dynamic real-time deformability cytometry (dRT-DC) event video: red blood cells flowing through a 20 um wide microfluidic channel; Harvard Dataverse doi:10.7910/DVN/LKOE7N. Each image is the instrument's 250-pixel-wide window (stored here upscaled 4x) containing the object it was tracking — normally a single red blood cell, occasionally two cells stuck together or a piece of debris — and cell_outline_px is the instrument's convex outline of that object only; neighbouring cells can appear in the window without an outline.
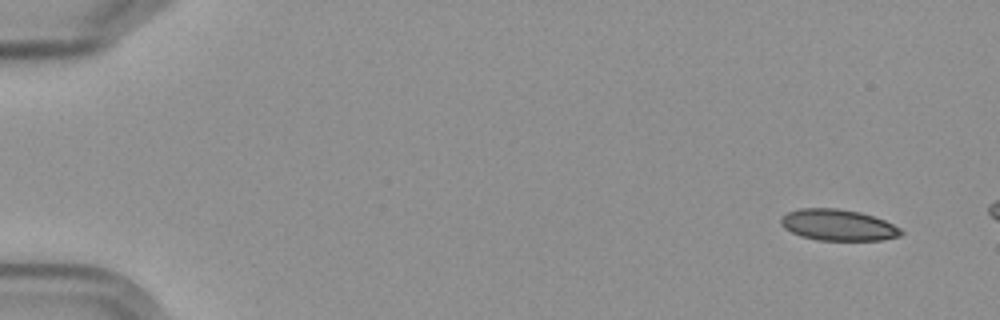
{"species": "Egyptian fruit bat (a non-hibernating species)", "species_latin": "Rousettus aegyptiacus", "temperature_condition": "cold", "stored_images_in_passage": 4, "camera_frame_rate_fps": 3000, "um_per_image_px": 0.085, "frame": {"image": 1, "passage_image": 1, "time_ms": 0.0, "image_size_px": [1000, 320], "cell_outline_px": [[904, 232], [900, 236], [880, 240], [816, 240], [800, 236], [784, 228], [780, 224], [780, 216], [788, 212], [800, 208], [836, 208], [860, 212], [884, 220], [900, 228]], "centroid_in_image_um": [71.2, 19.12], "position_along_channel_um": 13.8, "area_um2": 21.91}}